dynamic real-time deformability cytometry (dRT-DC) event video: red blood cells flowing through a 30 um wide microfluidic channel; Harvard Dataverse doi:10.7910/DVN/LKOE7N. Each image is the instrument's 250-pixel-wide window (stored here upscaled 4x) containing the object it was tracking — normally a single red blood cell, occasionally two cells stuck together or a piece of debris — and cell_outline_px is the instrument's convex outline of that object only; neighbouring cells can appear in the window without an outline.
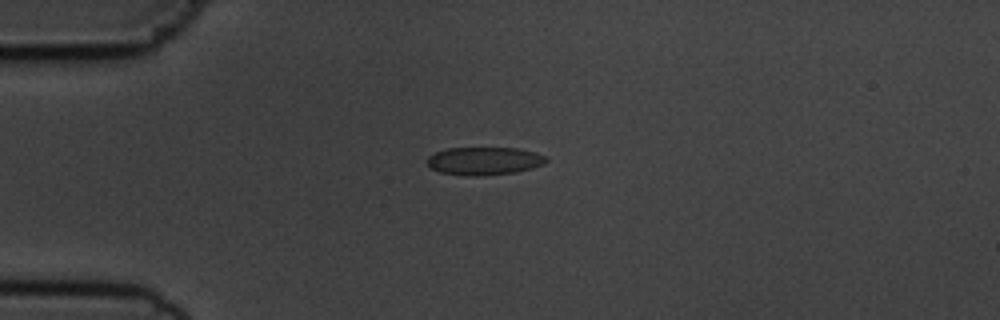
{"species": "common noctule bat (a hibernating species)", "species_latin": "Nyctalus noctula", "temperature_condition": "cold", "stored_images_in_passage": 8, "camera_frame_rate_fps": 3000, "um_per_image_px": 0.085, "animal": {"sex": "male", "body_mass_g": 19.5, "forearm_length_mm": 54.6}, "frame": {"image": 1, "passage_image": 5, "time_ms": 4.333, "image_size_px": [1000, 320], "cell_outline_px": [[548, 160], [544, 164], [532, 168], [516, 172], [476, 176], [468, 176], [440, 172], [428, 168], [424, 160], [428, 156], [436, 152], [448, 148], [520, 148], [536, 152], [544, 156]], "centroid_in_image_um": [41.11, 13.68], "position_along_channel_um": 43.9, "area_um2": 19.59}}
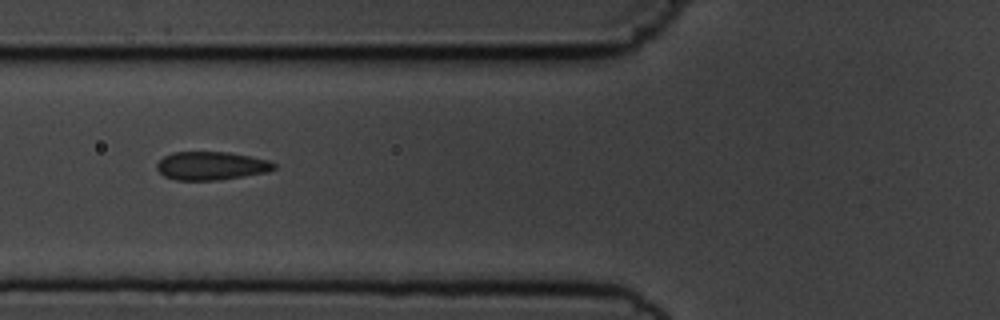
{"frame": {"image": 2, "passage_image": 7, "time_ms": 6.667, "image_size_px": [1000, 320], "cell_outline_px": [[276, 168], [268, 172], [220, 180], [176, 180], [164, 176], [156, 168], [156, 164], [164, 156], [172, 152], [228, 152], [268, 160], [276, 164]], "centroid_in_image_um": [17.95, 14.1], "position_along_channel_um": 107.8, "area_um2": 19.36}}
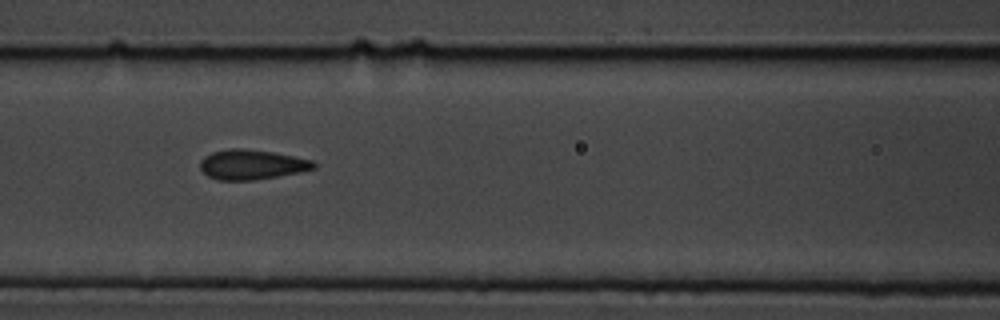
{"frame": {"image": 3, "passage_image": 8, "time_ms": 7.667, "image_size_px": [1000, 320], "cell_outline_px": [[316, 168], [300, 172], [252, 180], [216, 180], [208, 176], [200, 168], [200, 160], [204, 156], [212, 152], [228, 148], [244, 148], [272, 152], [312, 160], [316, 164]], "centroid_in_image_um": [21.36, 13.98], "position_along_channel_um": 145.2, "area_um2": 19.71}}